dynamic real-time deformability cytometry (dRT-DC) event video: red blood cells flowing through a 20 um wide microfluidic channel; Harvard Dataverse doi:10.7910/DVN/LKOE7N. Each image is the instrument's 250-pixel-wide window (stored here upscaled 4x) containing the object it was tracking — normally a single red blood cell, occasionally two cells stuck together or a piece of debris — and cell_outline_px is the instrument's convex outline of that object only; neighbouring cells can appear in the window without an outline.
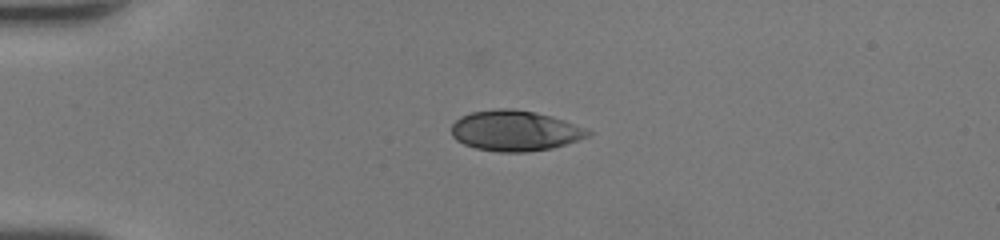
{"species": "human", "species_latin": "Homo sapiens", "temperature_condition": "room temperature", "stored_images_in_passage": 37, "camera_frame_rate_fps": 3000, "um_per_image_px": 0.085, "donor": {"sex": "female"}, "frame": {"image": 1, "passage_image": 1, "time_ms": 0.0, "image_size_px": [1000, 240], "cell_outline_px": [[596, 132], [592, 136], [552, 148], [528, 152], [496, 152], [476, 148], [464, 144], [456, 140], [452, 136], [452, 124], [460, 116], [472, 112], [496, 108], [512, 108], [536, 112], [552, 116], [588, 128]], "centroid_in_image_um": [43.83, 11.11], "position_along_channel_um": 41.2, "area_um2": 32.71}}
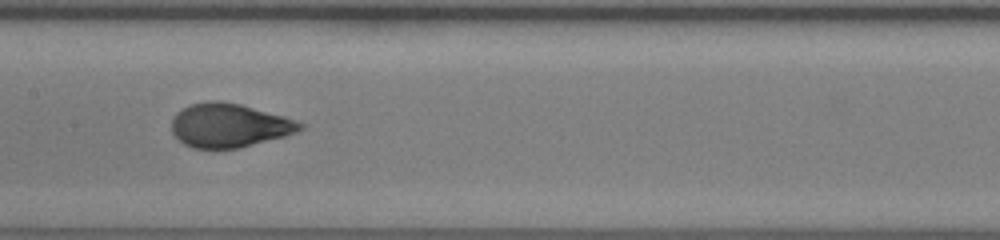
{"frame": {"image": 2, "passage_image": 14, "time_ms": 4.333, "image_size_px": [1000, 240], "cell_outline_px": [[308, 124], [304, 128], [296, 132], [284, 136], [240, 148], [192, 148], [184, 144], [172, 132], [172, 120], [176, 112], [192, 104], [212, 100], [216, 100], [240, 104], [284, 116]], "centroid_in_image_um": [19.51, 10.66], "position_along_channel_um": 187.9, "area_um2": 32.71}}
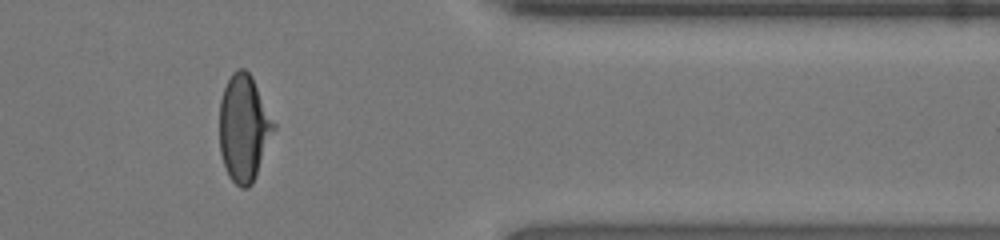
{"frame": {"image": 3, "passage_image": 29, "time_ms": 9.333, "image_size_px": [1000, 240], "cell_outline_px": [[276, 128], [256, 176], [252, 184], [248, 188], [240, 188], [228, 176], [220, 152], [220, 100], [224, 88], [232, 72], [236, 68], [244, 68], [252, 76], [276, 124]], "centroid_in_image_um": [20.74, 10.88], "position_along_channel_um": 390.7, "area_um2": 33.87}, "authors_computed_cell_mechanics": {"area_um2": 33.0616, "velocity_mm_per_s": 4.3554, "shape_relaxation_time_tau1_ms": 3.8553, "shape_relaxation_time_tau2_ms": null, "deformation_change_tau1": 0.2234, "deformation_change_tau2": null}}